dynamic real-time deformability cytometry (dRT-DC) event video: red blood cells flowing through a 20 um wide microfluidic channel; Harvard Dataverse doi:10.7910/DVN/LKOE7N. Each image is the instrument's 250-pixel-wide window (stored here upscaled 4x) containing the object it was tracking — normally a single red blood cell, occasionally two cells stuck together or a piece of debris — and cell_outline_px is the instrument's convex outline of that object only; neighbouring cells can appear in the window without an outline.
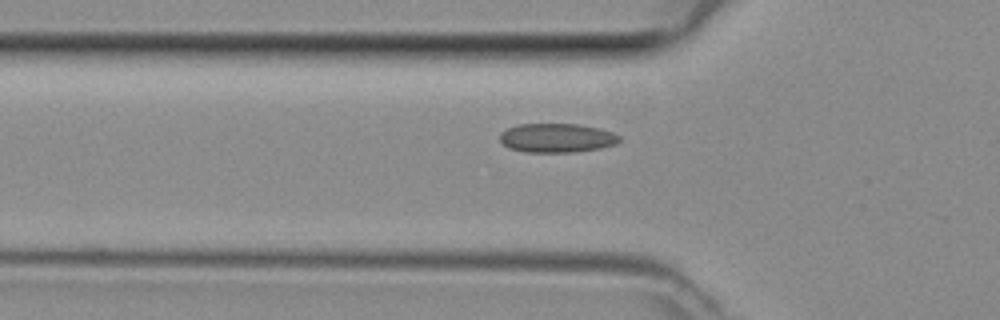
{"species": "common noctule bat (a hibernating species)", "species_latin": "Nyctalus noctula", "temperature_condition": "room temperature", "stored_images_in_passage": 27, "camera_frame_rate_fps": 3000, "um_per_image_px": 0.085, "animal": {"sex": "female", "body_mass_g": 29.2, "forearm_length_mm": 56.3}, "frame": {"image": 1, "passage_image": 9, "time_ms": 2.667, "image_size_px": [1000, 320], "cell_outline_px": [[620, 140], [616, 144], [600, 148], [572, 152], [524, 152], [508, 148], [500, 140], [500, 132], [516, 124], [576, 124], [600, 128], [612, 132], [620, 136]], "centroid_in_image_um": [47.31, 11.72], "position_along_channel_um": 78.5, "area_um2": 20.29}}
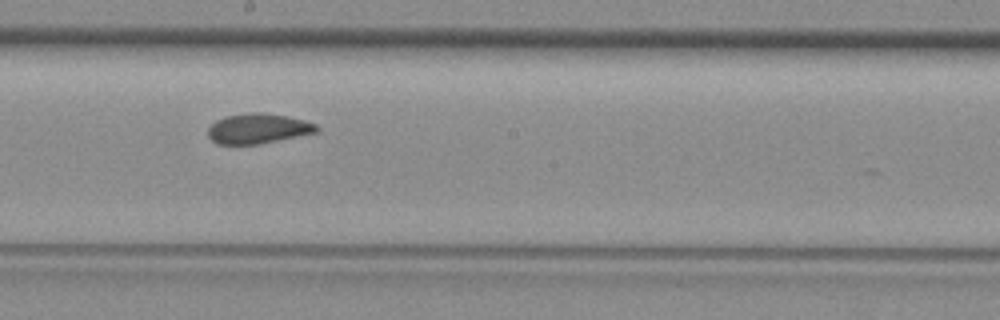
{"frame": {"image": 2, "passage_image": 19, "time_ms": 6.0, "image_size_px": [1000, 320], "cell_outline_px": [[320, 128], [316, 132], [256, 144], [216, 144], [208, 136], [208, 128], [216, 120], [224, 116], [252, 112], [260, 112], [288, 116], [304, 120], [316, 124]], "centroid_in_image_um": [21.9, 10.91], "position_along_channel_um": 226.3, "area_um2": 18.84}}
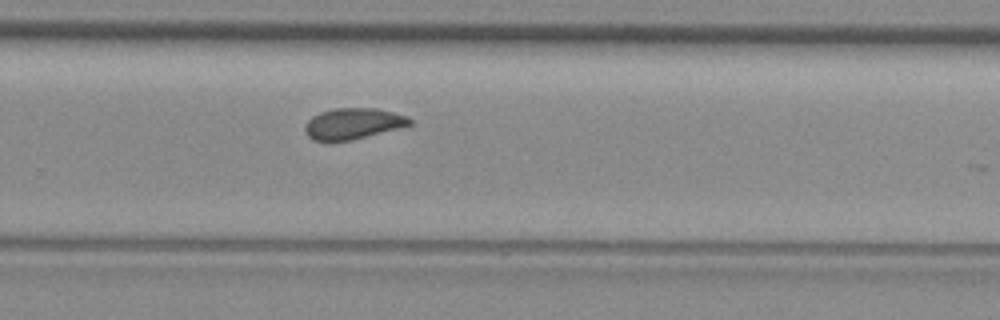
{"frame": {"image": 3, "passage_image": 24, "time_ms": 7.667, "image_size_px": [1000, 320], "cell_outline_px": [[412, 124], [352, 140], [312, 140], [304, 132], [304, 128], [308, 120], [312, 116], [320, 112], [332, 108], [376, 108], [408, 116], [412, 120]], "centroid_in_image_um": [29.98, 10.49], "position_along_channel_um": 299.8, "area_um2": 18.79}}